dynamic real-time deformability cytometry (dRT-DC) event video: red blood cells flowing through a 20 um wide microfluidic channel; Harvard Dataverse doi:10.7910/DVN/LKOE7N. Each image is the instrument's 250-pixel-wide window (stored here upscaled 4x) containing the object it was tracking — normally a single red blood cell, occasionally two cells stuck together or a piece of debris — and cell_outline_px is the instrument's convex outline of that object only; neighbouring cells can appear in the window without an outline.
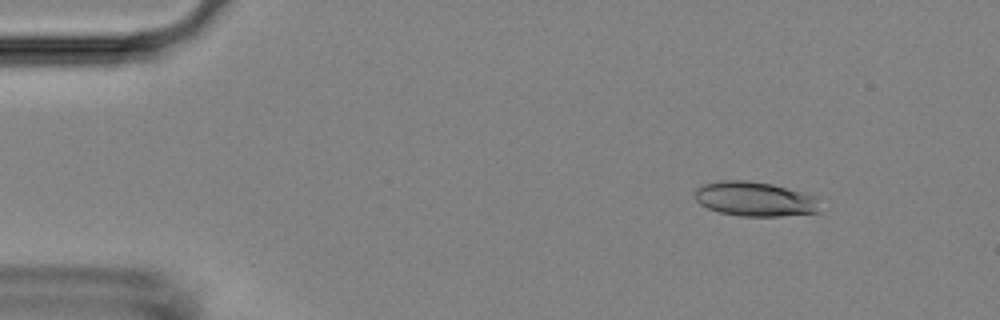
{"species": "Egyptian fruit bat (a non-hibernating species)", "species_latin": "Rousettus aegyptiacus", "temperature_condition": "room temperature", "stored_images_in_passage": 4, "camera_frame_rate_fps": 3000, "um_per_image_px": 0.085, "animal": {"sex": "female"}, "frame": {"image": 1, "passage_image": 2, "time_ms": 0.333, "image_size_px": [1000, 320], "cell_outline_px": [[820, 212], [780, 216], [740, 216], [720, 212], [708, 208], [700, 204], [696, 200], [696, 188], [704, 184], [720, 180], [748, 180], [772, 184], [816, 196]], "centroid_in_image_um": [64.16, 16.91], "position_along_channel_um": 20.8, "area_um2": 25.09}}